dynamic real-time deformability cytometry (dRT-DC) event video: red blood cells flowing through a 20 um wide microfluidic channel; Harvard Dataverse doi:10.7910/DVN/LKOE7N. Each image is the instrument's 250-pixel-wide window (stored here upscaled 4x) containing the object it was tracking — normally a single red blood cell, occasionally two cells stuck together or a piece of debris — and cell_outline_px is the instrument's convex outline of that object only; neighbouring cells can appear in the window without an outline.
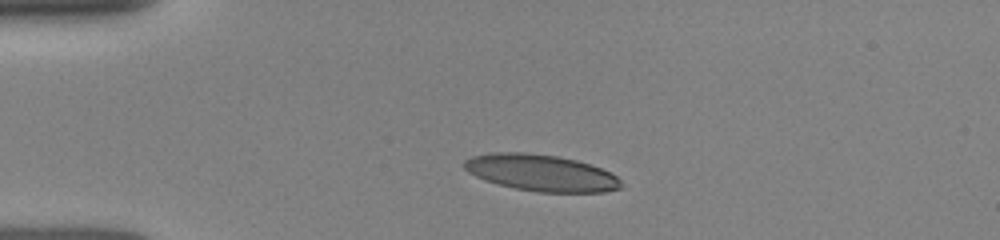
{"species": "human", "species_latin": "Homo sapiens", "temperature_condition": "room temperature", "stored_images_in_passage": 55, "camera_frame_rate_fps": 3000, "um_per_image_px": 0.085, "donor": {"sex": "female"}, "frame": {"image": 1, "passage_image": 1, "time_ms": 0.0, "image_size_px": [1000, 240], "cell_outline_px": [[624, 184], [620, 188], [604, 192], [536, 192], [516, 188], [484, 180], [468, 172], [464, 168], [464, 160], [472, 156], [488, 152], [528, 152], [556, 156], [576, 160], [600, 168], [616, 176]], "centroid_in_image_um": [45.97, 14.68], "position_along_channel_um": 39.0, "area_um2": 33.35}}
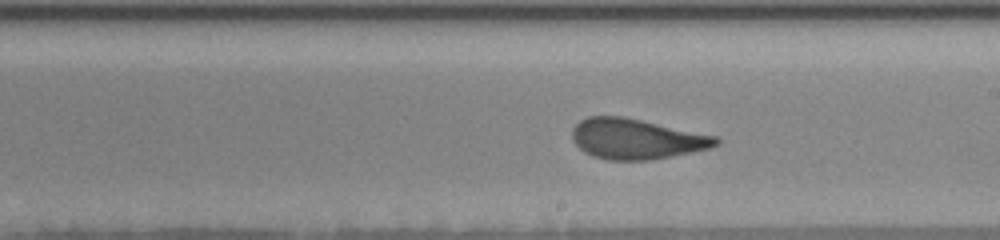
{"frame": {"image": 2, "passage_image": 30, "time_ms": 5.667, "image_size_px": [1000, 240], "cell_outline_px": [[720, 144], [708, 148], [648, 160], [608, 160], [592, 156], [584, 152], [572, 140], [572, 128], [580, 120], [588, 116], [624, 116], [716, 136], [720, 140]], "centroid_in_image_um": [54.04, 11.79], "position_along_channel_um": 235.0, "area_um2": 33.58}}
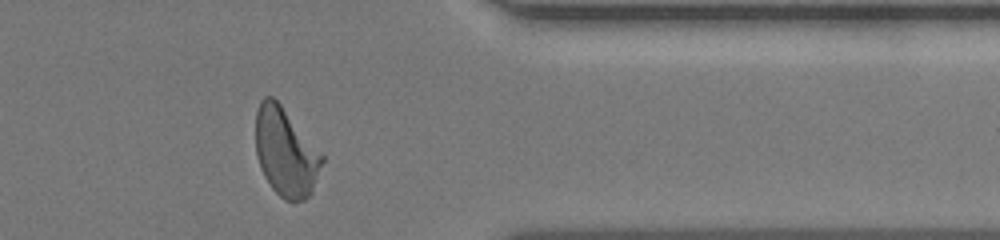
{"frame": {"image": 3, "passage_image": 54, "time_ms": 9.667, "image_size_px": [1000, 240], "cell_outline_px": [[324, 160], [312, 192], [304, 200], [284, 200], [272, 188], [264, 176], [260, 168], [256, 152], [256, 112], [260, 100], [264, 96], [272, 96], [280, 104], [324, 156]], "centroid_in_image_um": [24.27, 12.94], "position_along_channel_um": 387.1, "area_um2": 33.87}}